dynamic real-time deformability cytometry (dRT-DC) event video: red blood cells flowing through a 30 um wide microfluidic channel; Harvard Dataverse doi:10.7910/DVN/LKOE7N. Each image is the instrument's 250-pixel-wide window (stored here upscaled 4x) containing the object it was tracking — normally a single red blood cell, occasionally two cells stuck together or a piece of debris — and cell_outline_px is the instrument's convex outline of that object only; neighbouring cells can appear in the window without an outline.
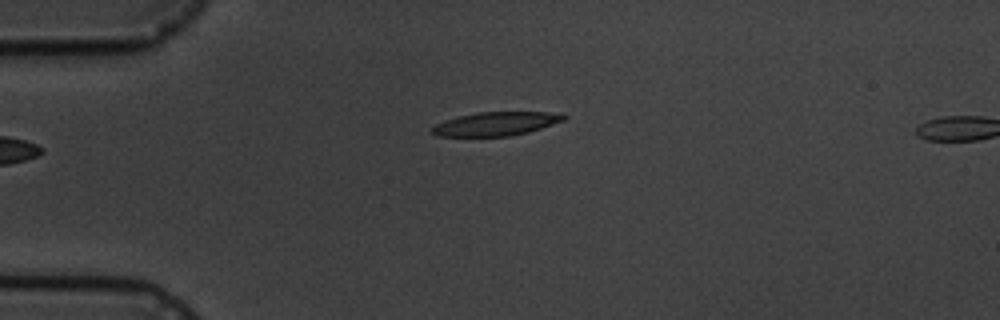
{"species": "common noctule bat (a hibernating species)", "species_latin": "Nyctalus noctula", "temperature_condition": "cold", "stored_images_in_passage": 4, "camera_frame_rate_fps": 3000, "um_per_image_px": 0.085, "animal": {"sex": "male", "body_mass_g": 19.5, "forearm_length_mm": 54.6}, "frame": {"image": 1, "passage_image": 4, "time_ms": 3.333, "image_size_px": [1000, 320], "cell_outline_px": [[568, 116], [564, 120], [528, 132], [508, 136], [436, 136], [432, 132], [432, 128], [436, 124], [444, 120], [476, 112], [548, 112]], "centroid_in_image_um": [42.12, 10.52], "position_along_channel_um": 42.9, "area_um2": 17.92}}